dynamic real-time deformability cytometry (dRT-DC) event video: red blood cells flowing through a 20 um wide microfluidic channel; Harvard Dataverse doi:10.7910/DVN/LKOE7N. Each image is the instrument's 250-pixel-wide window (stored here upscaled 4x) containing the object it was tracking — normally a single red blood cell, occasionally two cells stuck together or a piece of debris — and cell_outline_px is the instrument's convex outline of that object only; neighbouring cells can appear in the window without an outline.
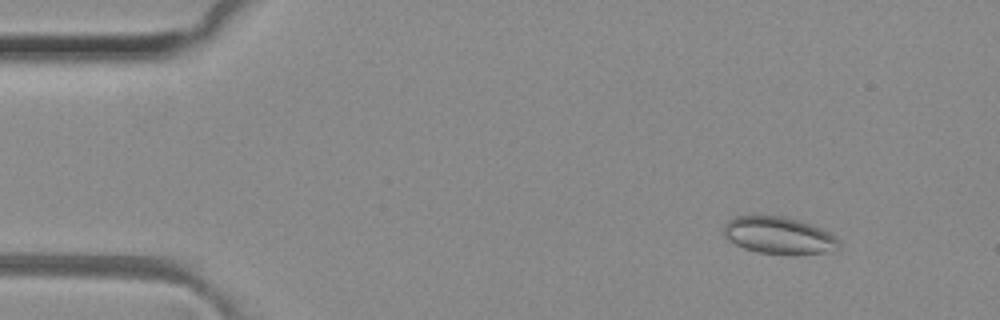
{"species": "common noctule bat (a hibernating species)", "species_latin": "Nyctalus noctula", "temperature_condition": "room temperature", "stored_images_in_passage": 50, "camera_frame_rate_fps": 3000, "um_per_image_px": 0.085, "animal": {"sex": "female", "body_mass_g": 29.2, "forearm_length_mm": 56.3}, "frame": {"image": 1, "passage_image": 6, "time_ms": 1.667, "image_size_px": [1000, 320], "cell_outline_px": [[840, 248], [824, 252], [760, 252], [744, 248], [728, 240], [724, 236], [724, 224], [728, 220], [736, 216], [780, 216], [796, 220], [820, 228], [828, 232], [840, 240]], "centroid_in_image_um": [66.16, 19.98], "position_along_channel_um": 18.8, "area_um2": 23.93}}
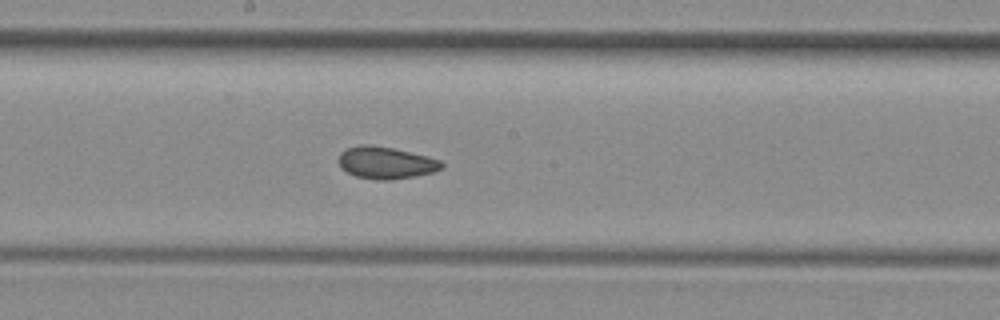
{"frame": {"image": 2, "passage_image": 27, "time_ms": 8.667, "image_size_px": [1000, 320], "cell_outline_px": [[444, 168], [432, 172], [416, 176], [388, 180], [376, 180], [356, 176], [348, 172], [336, 160], [340, 152], [344, 148], [360, 144], [368, 144], [392, 148], [428, 156], [440, 160], [444, 164]], "centroid_in_image_um": [32.79, 13.82], "position_along_channel_um": 215.4, "area_um2": 19.36}}
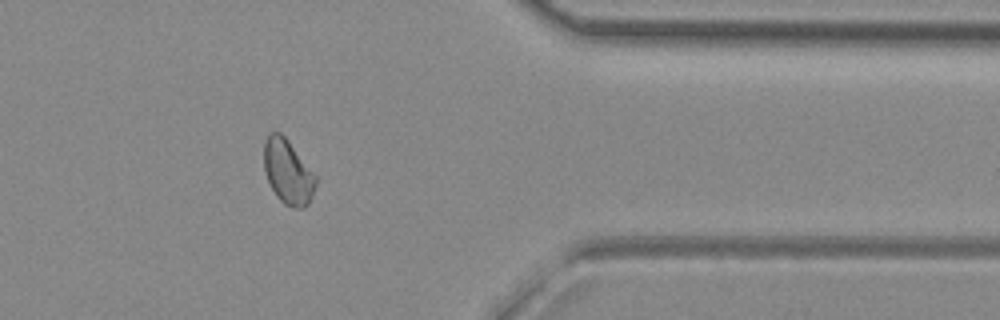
{"frame": {"image": 3, "passage_image": 41, "time_ms": 13.333, "image_size_px": [1000, 320], "cell_outline_px": [[316, 184], [312, 196], [308, 204], [304, 208], [292, 208], [284, 204], [276, 196], [268, 180], [264, 168], [264, 140], [272, 132], [280, 132], [288, 140], [316, 176]], "centroid_in_image_um": [24.47, 14.63], "position_along_channel_um": 386.9, "area_um2": 19.31}, "authors_computed_cell_mechanics": {"area_um2": 19.6231, "velocity_mm_per_s": 4.1083, "shape_relaxation_time_tau1_ms": null, "shape_relaxation_time_tau2_ms": 2.0345, "deformation_change_tau1": null, "deformation_change_tau2": 0.0553}}